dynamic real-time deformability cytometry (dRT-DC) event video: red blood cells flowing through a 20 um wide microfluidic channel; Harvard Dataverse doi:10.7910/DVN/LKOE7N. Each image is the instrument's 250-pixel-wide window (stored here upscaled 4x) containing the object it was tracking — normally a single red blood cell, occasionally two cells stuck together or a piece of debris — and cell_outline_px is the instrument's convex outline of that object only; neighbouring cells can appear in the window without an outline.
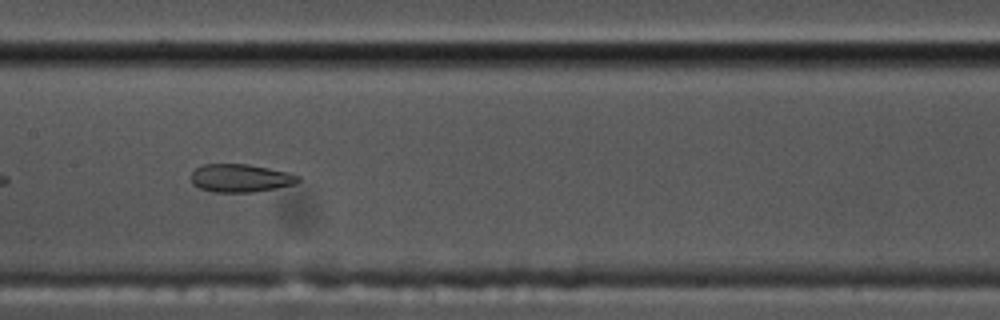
{"species": "common noctule bat (a hibernating species)", "species_latin": "Nyctalus noctula", "temperature_condition": "cold", "stored_images_in_passage": 42, "camera_frame_rate_fps": 3000, "um_per_image_px": 0.085, "animal": {"sex": "male", "body_mass_g": 17.5, "forearm_length_mm": 52.3}, "frame": {"image": 1, "passage_image": 13, "time_ms": 4.0, "image_size_px": [1000, 320], "cell_outline_px": [[300, 180], [296, 184], [276, 188], [252, 192], [212, 192], [200, 188], [192, 184], [192, 172], [196, 168], [204, 164], [248, 164], [288, 172], [300, 176]], "centroid_in_image_um": [20.45, 15.14], "position_along_channel_um": 186.9, "area_um2": 17.51}, "authors_computed_cell_mechanics": {"area_um2": 20.5479, "velocity_mm_per_s": 3.5025, "shape_relaxation_time_tau1_ms": null, "shape_relaxation_time_tau2_ms": 1.497, "deformation_change_tau1": null, "deformation_change_tau2": 0.0733}}